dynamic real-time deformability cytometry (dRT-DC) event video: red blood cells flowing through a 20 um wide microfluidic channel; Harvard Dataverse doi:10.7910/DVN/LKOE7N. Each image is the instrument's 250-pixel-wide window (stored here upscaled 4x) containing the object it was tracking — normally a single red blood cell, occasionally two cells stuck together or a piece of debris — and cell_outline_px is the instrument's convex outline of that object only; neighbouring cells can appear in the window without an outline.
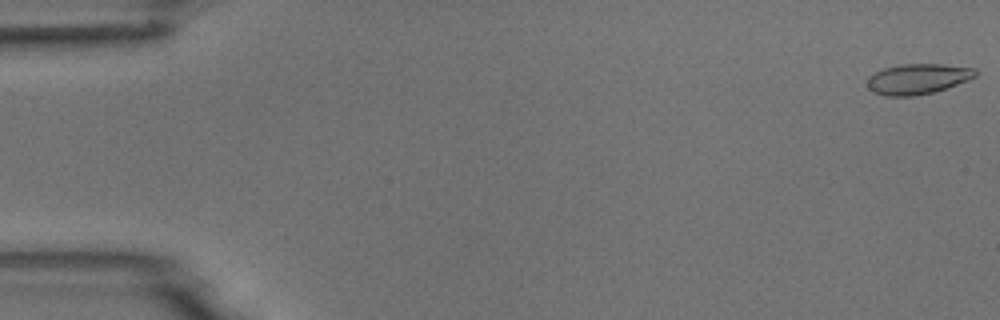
{"species": "common noctule bat (a hibernating species)", "species_latin": "Nyctalus noctula", "temperature_condition": "room temperature", "stored_images_in_passage": 5, "camera_frame_rate_fps": 3000, "um_per_image_px": 0.085, "animal": {"sex": "male", "body_mass_g": 18.8}, "frame": {"image": 1, "passage_image": 1, "time_ms": 0.0, "image_size_px": [1000, 320], "cell_outline_px": [[976, 76], [968, 80], [932, 92], [912, 96], [888, 96], [872, 92], [868, 88], [868, 76], [884, 68], [904, 64], [944, 64], [976, 68]], "centroid_in_image_um": [78.0, 6.7], "position_along_channel_um": 7.0, "area_um2": 18.96}}
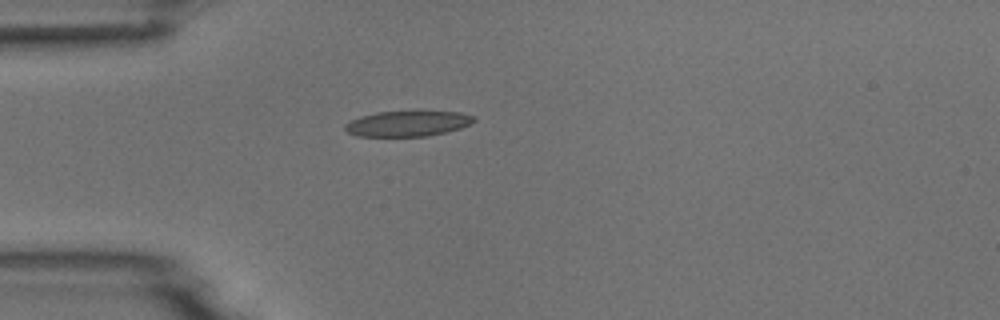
{"frame": {"image": 2, "passage_image": 5, "time_ms": 4.667, "image_size_px": [1000, 320], "cell_outline_px": [[476, 120], [460, 128], [428, 136], [356, 136], [348, 132], [344, 128], [344, 124], [360, 116], [376, 112], [460, 112], [476, 116]], "centroid_in_image_um": [34.63, 10.51], "position_along_channel_um": 50.4, "area_um2": 18.9}}